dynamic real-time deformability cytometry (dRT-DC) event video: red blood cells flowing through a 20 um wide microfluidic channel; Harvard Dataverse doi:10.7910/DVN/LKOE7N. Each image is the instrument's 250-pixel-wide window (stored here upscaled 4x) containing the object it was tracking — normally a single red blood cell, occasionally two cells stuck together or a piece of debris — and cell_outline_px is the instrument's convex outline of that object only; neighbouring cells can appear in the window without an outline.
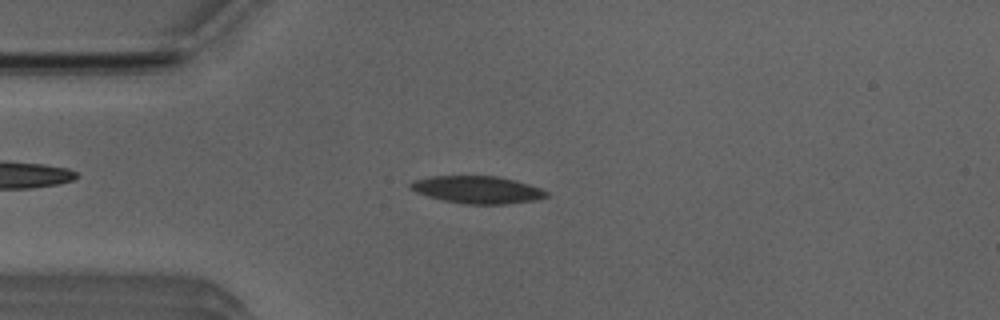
{"species": "Egyptian fruit bat (a non-hibernating species)", "species_latin": "Rousettus aegyptiacus", "temperature_condition": "room temperature", "stored_images_in_passage": 40, "camera_frame_rate_fps": 3000, "um_per_image_px": 0.085, "animal": {"sex": "male"}, "frame": {"image": 1, "passage_image": 1, "time_ms": 0.0, "image_size_px": [1000, 320], "cell_outline_px": [[548, 196], [536, 200], [504, 204], [464, 204], [444, 200], [428, 196], [416, 192], [408, 188], [408, 184], [412, 180], [432, 176], [496, 176], [516, 180], [540, 188], [548, 192]], "centroid_in_image_um": [40.55, 16.12], "position_along_channel_um": 44.5, "area_um2": 21.73}}
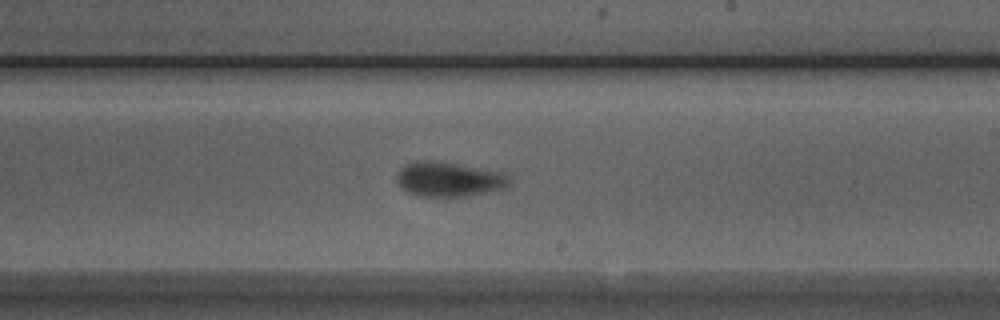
{"frame": {"image": 2, "passage_image": 18, "time_ms": 5.667, "image_size_px": [1000, 320], "cell_outline_px": [[512, 184], [508, 188], [468, 196], [420, 196], [408, 192], [396, 180], [396, 172], [404, 164], [416, 160], [440, 160], [500, 172], [508, 176], [512, 180]], "centroid_in_image_um": [38.17, 15.22], "position_along_channel_um": 250.8, "area_um2": 23.12}}
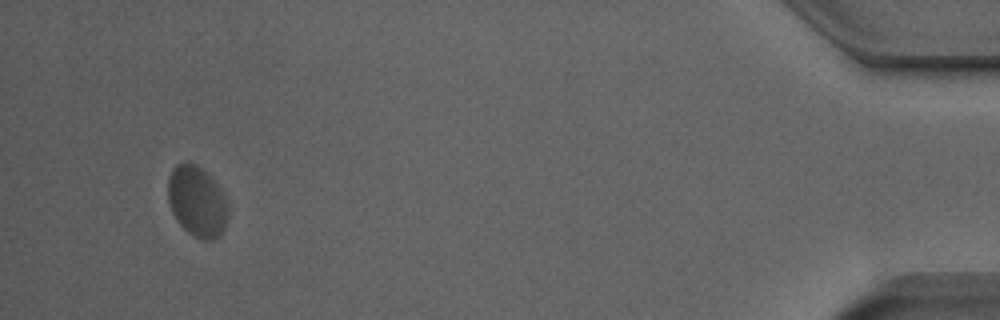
{"frame": {"image": 3, "passage_image": 37, "time_ms": 12.0, "image_size_px": [1000, 320], "cell_outline_px": [[228, 216], [224, 228], [220, 236], [216, 240], [200, 240], [188, 232], [176, 220], [172, 212], [168, 200], [168, 176], [172, 168], [176, 164], [188, 160], [196, 164], [220, 188], [228, 204]], "centroid_in_image_um": [16.74, 17.13], "position_along_channel_um": 418.5, "area_um2": 24.97}, "authors_computed_cell_mechanics": {"area_um2": 22.9466, "velocity_mm_per_s": 3.9317, "shape_relaxation_time_tau1_ms": 2.1438, "shape_relaxation_time_tau2_ms": 1.0039, "deformation_change_tau1": 0.1083, "deformation_change_tau2": 0.0647}}